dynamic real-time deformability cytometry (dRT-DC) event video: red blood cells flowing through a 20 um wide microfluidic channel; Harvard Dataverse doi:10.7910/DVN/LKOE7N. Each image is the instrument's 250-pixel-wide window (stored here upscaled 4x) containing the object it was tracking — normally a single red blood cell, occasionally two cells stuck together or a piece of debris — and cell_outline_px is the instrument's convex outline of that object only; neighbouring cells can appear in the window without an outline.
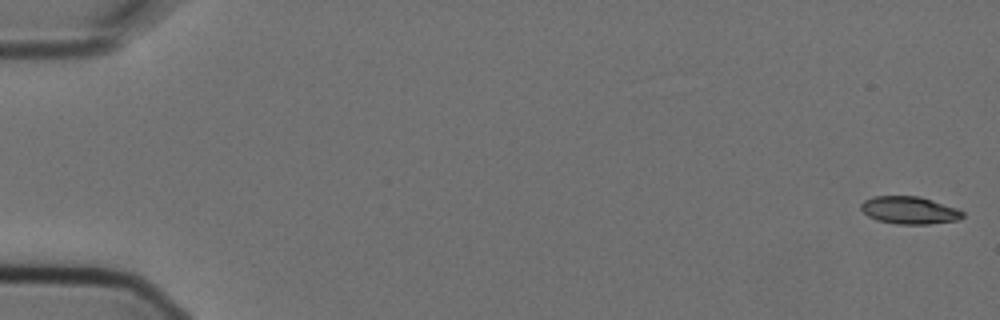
{"species": "Egyptian fruit bat (a non-hibernating species)", "species_latin": "Rousettus aegyptiacus", "temperature_condition": "cold", "stored_images_in_passage": 6, "camera_frame_rate_fps": 3000, "um_per_image_px": 0.085, "animal": {"sex": "female"}, "frame": {"image": 1, "passage_image": 1, "time_ms": 0.0, "image_size_px": [1000, 320], "cell_outline_px": [[964, 216], [960, 220], [928, 224], [896, 224], [876, 220], [868, 216], [860, 208], [860, 204], [864, 200], [872, 196], [920, 196], [956, 208], [964, 212]], "centroid_in_image_um": [77.29, 17.87], "position_along_channel_um": 7.7, "area_um2": 16.42}}
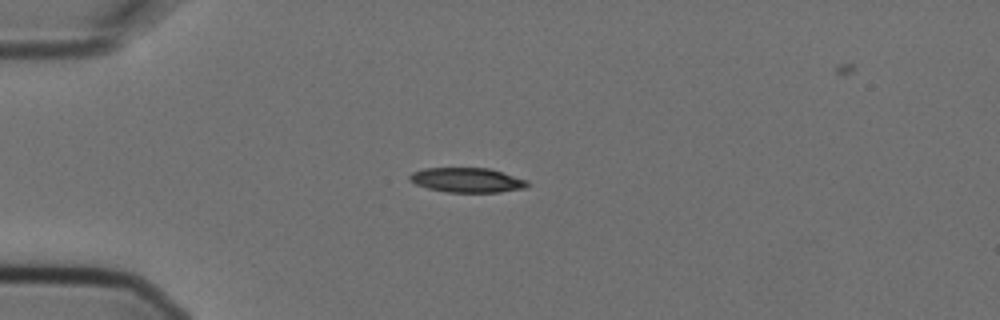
{"frame": {"image": 2, "passage_image": 5, "time_ms": 1.333, "image_size_px": [1000, 320], "cell_outline_px": [[528, 184], [524, 188], [500, 192], [448, 192], [428, 188], [416, 184], [408, 180], [408, 176], [412, 172], [424, 168], [488, 168], [528, 180]], "centroid_in_image_um": [39.67, 15.3], "position_along_channel_um": 45.3, "area_um2": 16.82}}